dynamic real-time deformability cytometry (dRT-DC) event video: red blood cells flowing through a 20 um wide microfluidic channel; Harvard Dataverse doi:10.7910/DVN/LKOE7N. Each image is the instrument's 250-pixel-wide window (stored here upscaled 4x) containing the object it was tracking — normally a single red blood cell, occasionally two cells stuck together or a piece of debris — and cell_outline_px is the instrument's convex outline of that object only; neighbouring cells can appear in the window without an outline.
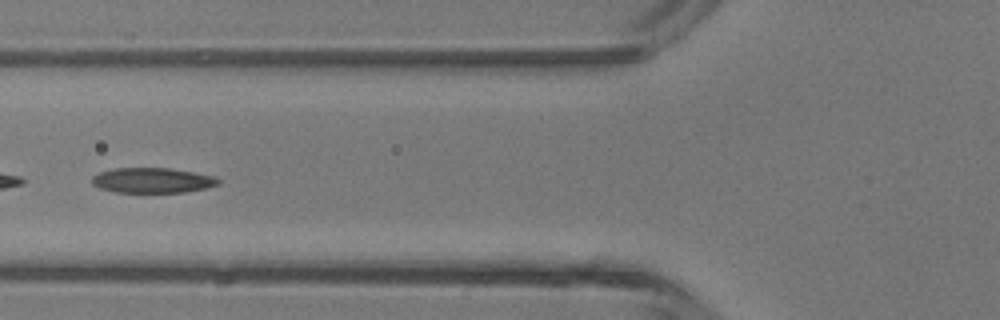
{"species": "common noctule bat (a hibernating species)", "species_latin": "Nyctalus noctula", "temperature_condition": "room temperature", "stored_images_in_passage": 6, "segment_of_instrument_passage": [2, 2], "camera_frame_rate_fps": 3000, "um_per_image_px": 0.085, "animal": {"sex": "male", "body_mass_g": 13.3}, "frame": {"image": 1, "passage_image": 5, "time_ms": 1.333, "image_size_px": [1000, 320], "cell_outline_px": [[220, 184], [204, 188], [184, 192], [116, 192], [100, 188], [92, 184], [92, 176], [100, 172], [116, 168], [172, 168], [216, 176], [220, 180]], "centroid_in_image_um": [12.98, 15.32], "position_along_channel_um": 112.8, "area_um2": 18.5}}
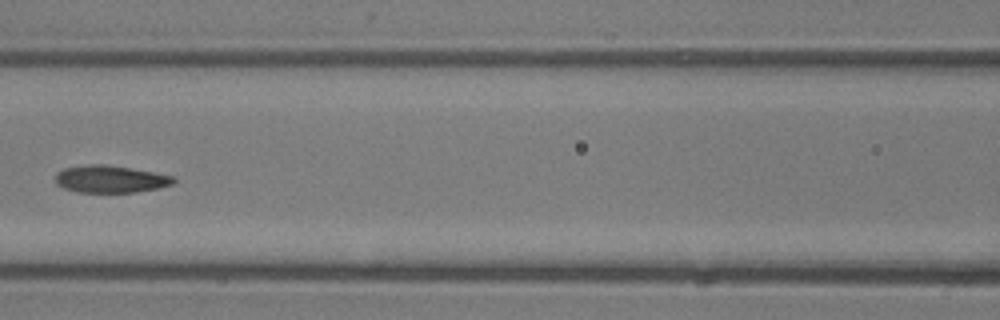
{"frame": {"image": 2, "passage_image": 6, "time_ms": 1.667, "image_size_px": [1000, 320], "cell_outline_px": [[176, 180], [172, 184], [156, 188], [136, 192], [80, 192], [64, 188], [56, 184], [56, 172], [64, 168], [92, 164], [100, 164], [128, 168], [152, 172], [172, 176]], "centroid_in_image_um": [9.34, 15.23], "position_along_channel_um": 157.3, "area_um2": 18.38}}